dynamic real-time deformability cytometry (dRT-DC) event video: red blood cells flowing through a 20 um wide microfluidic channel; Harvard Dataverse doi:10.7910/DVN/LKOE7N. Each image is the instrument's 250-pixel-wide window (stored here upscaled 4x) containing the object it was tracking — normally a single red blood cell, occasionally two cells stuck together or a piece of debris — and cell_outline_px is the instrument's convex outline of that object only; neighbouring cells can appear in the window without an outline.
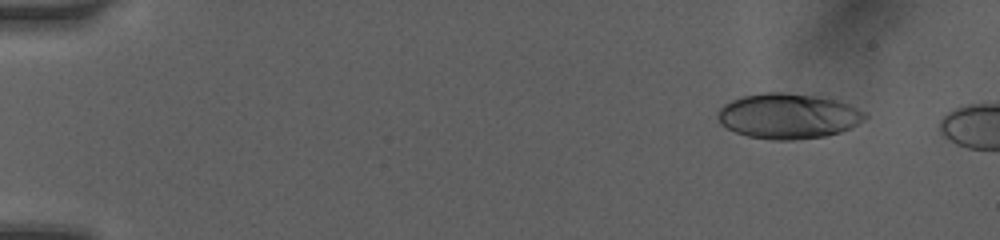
{"species": "human", "species_latin": "Homo sapiens", "temperature_condition": "room temperature", "stored_images_in_passage": 7, "camera_frame_rate_fps": 3000, "um_per_image_px": 0.085, "donor": {"sex": "female"}, "frame": {"image": 1, "passage_image": 2, "time_ms": 0.667, "image_size_px": [1000, 240], "cell_outline_px": [[868, 116], [864, 120], [852, 128], [840, 132], [824, 136], [792, 140], [772, 140], [748, 136], [736, 132], [720, 124], [716, 116], [720, 108], [724, 104], [740, 96], [764, 92], [780, 92], [816, 96], [840, 100], [868, 112]], "centroid_in_image_um": [67.02, 9.86], "position_along_channel_um": 18.0, "area_um2": 39.19}}
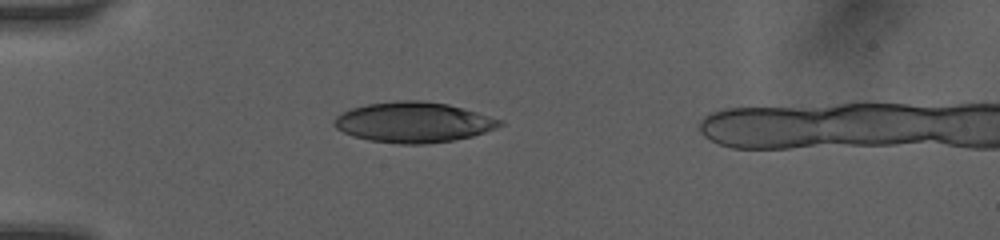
{"frame": {"image": 2, "passage_image": 5, "time_ms": 4.0, "image_size_px": [1000, 240], "cell_outline_px": [[504, 124], [496, 128], [472, 136], [452, 140], [424, 144], [400, 144], [368, 140], [352, 136], [336, 128], [332, 124], [332, 120], [336, 116], [352, 108], [368, 104], [396, 100], [420, 100], [448, 104], [504, 120]], "centroid_in_image_um": [35.13, 10.39], "position_along_channel_um": 49.9, "area_um2": 38.96}}
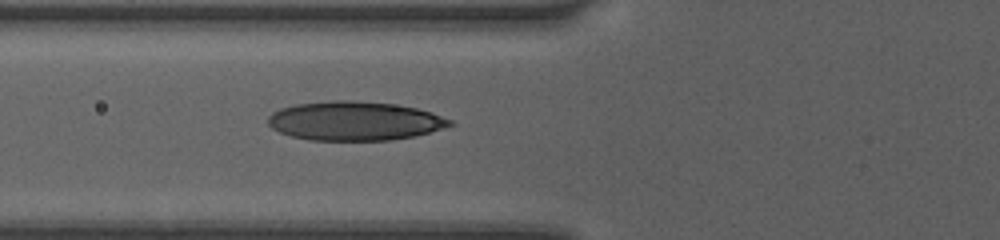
{"frame": {"image": 3, "passage_image": 7, "time_ms": 5.667, "image_size_px": [1000, 240], "cell_outline_px": [[456, 124], [444, 128], [416, 136], [392, 140], [308, 140], [292, 136], [280, 132], [272, 128], [268, 124], [268, 116], [272, 112], [280, 108], [296, 104], [332, 100], [352, 100], [392, 104], [416, 108], [432, 112], [452, 120]], "centroid_in_image_um": [30.16, 10.28], "position_along_channel_um": 95.6, "area_um2": 41.5}}